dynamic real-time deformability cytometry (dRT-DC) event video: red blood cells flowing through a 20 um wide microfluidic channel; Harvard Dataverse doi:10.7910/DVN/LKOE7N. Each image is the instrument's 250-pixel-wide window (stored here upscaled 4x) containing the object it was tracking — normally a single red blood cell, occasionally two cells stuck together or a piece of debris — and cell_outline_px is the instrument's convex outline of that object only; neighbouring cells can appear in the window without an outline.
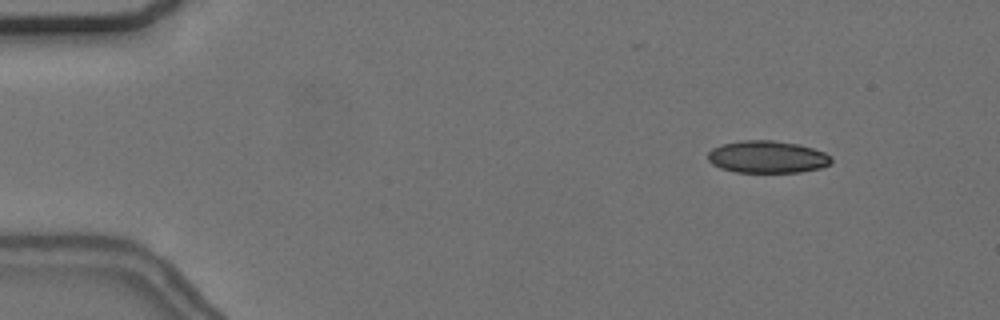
{"species": "common noctule bat (a hibernating species)", "species_latin": "Nyctalus noctula", "temperature_condition": "cold", "stored_images_in_passage": 56, "camera_frame_rate_fps": 3000, "um_per_image_px": 0.085, "animal": {"sex": "female", "body_mass_g": 24.6, "forearm_length_mm": 56.2}, "frame": {"image": 1, "passage_image": 7, "time_ms": 2.0, "image_size_px": [1000, 320], "cell_outline_px": [[832, 164], [820, 168], [800, 172], [736, 172], [720, 168], [712, 164], [708, 160], [708, 152], [712, 148], [720, 144], [740, 140], [772, 140], [800, 144], [824, 152], [832, 156]], "centroid_in_image_um": [65.22, 13.33], "position_along_channel_um": 19.8, "area_um2": 23.47}}
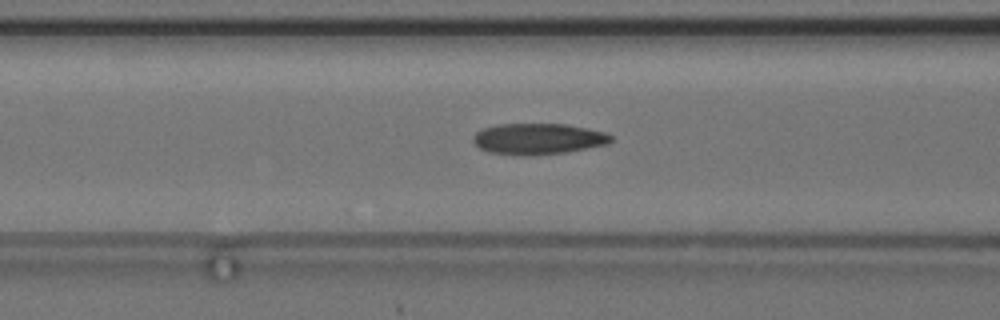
{"frame": {"image": 2, "passage_image": 23, "time_ms": 7.333, "image_size_px": [1000, 320], "cell_outline_px": [[612, 140], [608, 144], [564, 152], [524, 156], [488, 152], [480, 148], [472, 140], [472, 136], [476, 132], [484, 128], [500, 124], [568, 124], [608, 132], [612, 136]], "centroid_in_image_um": [45.75, 11.79], "position_along_channel_um": 120.8, "area_um2": 24.97}}
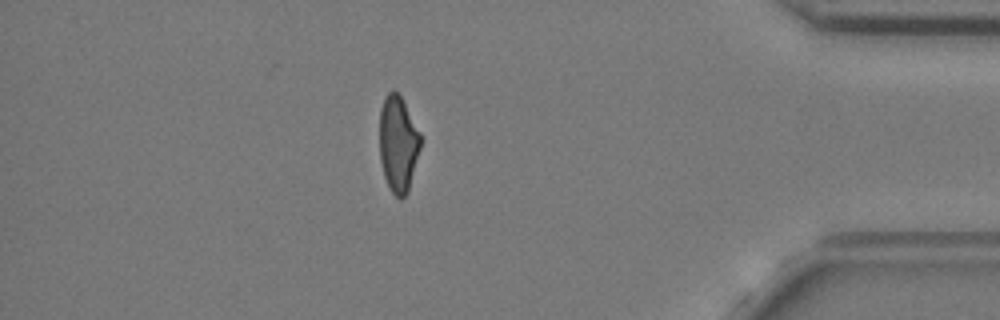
{"frame": {"image": 3, "passage_image": 49, "time_ms": 16.0, "image_size_px": [1000, 320], "cell_outline_px": [[420, 148], [408, 192], [400, 200], [392, 192], [384, 176], [380, 160], [380, 108], [384, 96], [392, 88], [400, 96], [420, 132]], "centroid_in_image_um": [33.83, 12.22], "position_along_channel_um": 401.4, "area_um2": 22.83}, "authors_computed_cell_mechanics": {"area_um2": 24.0159, "velocity_mm_per_s": 3.6814, "shape_relaxation_time_tau1_ms": 5.0526, "shape_relaxation_time_tau2_ms": 2.6272, "deformation_change_tau1": 0.1459, "deformation_change_tau2": 0.1135}}